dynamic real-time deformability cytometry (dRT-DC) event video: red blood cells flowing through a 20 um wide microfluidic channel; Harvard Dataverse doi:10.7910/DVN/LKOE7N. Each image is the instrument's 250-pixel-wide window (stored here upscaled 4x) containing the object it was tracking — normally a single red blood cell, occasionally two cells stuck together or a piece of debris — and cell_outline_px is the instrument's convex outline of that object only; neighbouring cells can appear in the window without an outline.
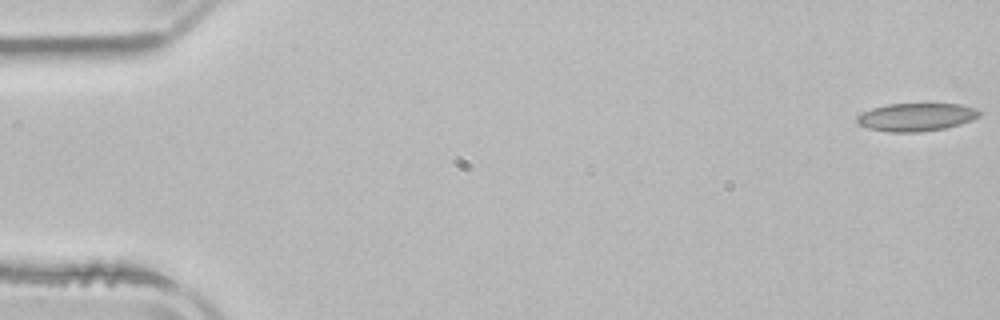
{"species": "common noctule bat (a hibernating species)", "species_latin": "Nyctalus noctula", "temperature_condition": "room temperature", "stored_images_in_passage": 5, "camera_frame_rate_fps": 3000, "um_per_image_px": 0.085, "animal": {"sex": "male", "body_mass_g": 21.5, "forearm_length_mm": 52.0}, "frame": {"image": 1, "passage_image": 1, "time_ms": 0.0, "image_size_px": [1000, 320], "cell_outline_px": [[980, 116], [972, 120], [960, 124], [944, 128], [920, 132], [888, 132], [868, 128], [856, 124], [856, 116], [872, 108], [888, 104], [960, 104], [976, 108], [980, 112]], "centroid_in_image_um": [77.86, 9.95], "position_along_channel_um": 7.1, "area_um2": 20.0}}
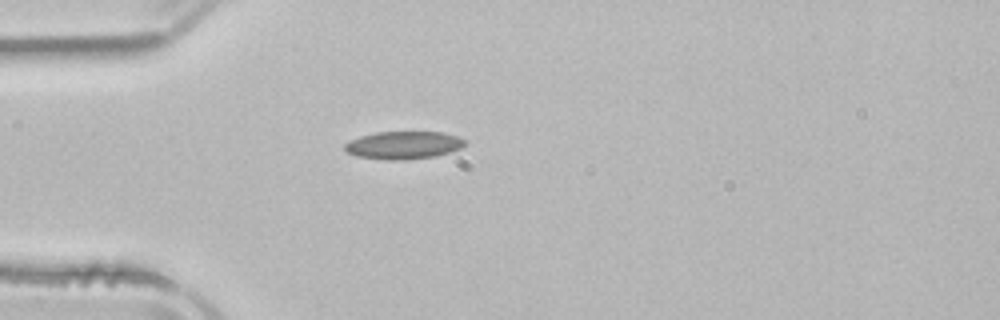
{"frame": {"image": 2, "passage_image": 5, "time_ms": 4.667, "image_size_px": [1000, 320], "cell_outline_px": [[464, 144], [460, 148], [436, 156], [400, 160], [384, 160], [356, 156], [348, 152], [344, 148], [344, 144], [360, 136], [376, 132], [444, 132], [456, 136], [464, 140]], "centroid_in_image_um": [34.27, 12.34], "position_along_channel_um": 50.7, "area_um2": 19.25}}